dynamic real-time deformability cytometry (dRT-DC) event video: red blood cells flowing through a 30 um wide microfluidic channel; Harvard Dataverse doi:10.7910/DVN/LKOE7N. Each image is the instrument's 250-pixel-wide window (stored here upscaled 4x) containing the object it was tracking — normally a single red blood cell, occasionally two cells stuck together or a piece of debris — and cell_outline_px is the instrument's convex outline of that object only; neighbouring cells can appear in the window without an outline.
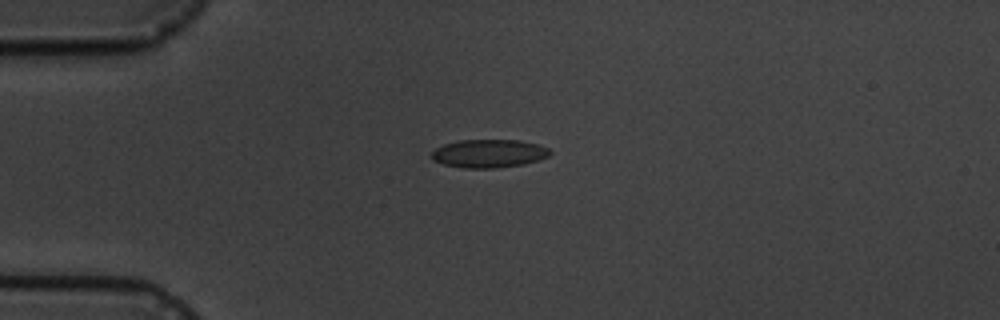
{"species": "common noctule bat (a hibernating species)", "species_latin": "Nyctalus noctula", "temperature_condition": "cold", "stored_images_in_passage": 3, "camera_frame_rate_fps": 3000, "um_per_image_px": 0.085, "animal": {"sex": "male", "body_mass_g": 19.5, "forearm_length_mm": 54.6}, "frame": {"image": 1, "passage_image": 2, "time_ms": 1.333, "image_size_px": [1000, 320], "cell_outline_px": [[552, 152], [548, 156], [540, 160], [524, 164], [496, 168], [464, 168], [444, 164], [432, 160], [432, 152], [436, 148], [444, 144], [460, 140], [520, 140], [536, 144], [548, 148]], "centroid_in_image_um": [41.57, 13.05], "position_along_channel_um": 43.4, "area_um2": 19.48}}